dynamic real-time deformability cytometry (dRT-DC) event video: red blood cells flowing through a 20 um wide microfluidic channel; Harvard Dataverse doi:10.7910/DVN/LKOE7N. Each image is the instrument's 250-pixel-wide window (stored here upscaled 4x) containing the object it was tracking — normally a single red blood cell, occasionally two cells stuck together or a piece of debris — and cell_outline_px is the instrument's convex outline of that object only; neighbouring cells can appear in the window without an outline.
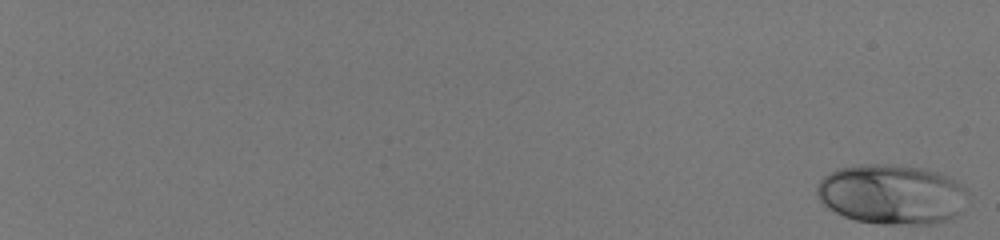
{"species": "human", "species_latin": "Homo sapiens", "temperature_condition": "room temperature", "stored_images_in_passage": 56, "camera_frame_rate_fps": 3000, "um_per_image_px": 0.085, "donor": {"sex": "male"}, "frame": {"image": 1, "passage_image": 1, "time_ms": 0.0, "image_size_px": [1000, 240], "cell_outline_px": [[968, 196], [960, 212], [948, 220], [932, 224], [880, 224], [856, 220], [844, 216], [828, 208], [816, 196], [816, 184], [824, 176], [836, 168], [860, 164], [896, 164], [924, 168], [940, 172], [956, 180], [968, 192]], "centroid_in_image_um": [75.79, 16.5], "position_along_channel_um": 9.2, "area_um2": 53.29}}
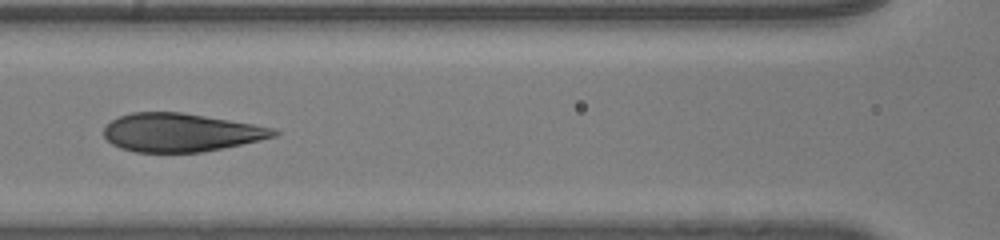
{"frame": {"image": 2, "passage_image": 32, "time_ms": 10.333, "image_size_px": [1000, 240], "cell_outline_px": [[280, 132], [276, 136], [260, 140], [224, 148], [200, 152], [136, 152], [120, 148], [112, 144], [104, 136], [104, 128], [112, 120], [120, 116], [132, 112], [180, 112], [276, 128]], "centroid_in_image_um": [15.37, 11.27], "position_along_channel_um": 151.2, "area_um2": 37.74}}
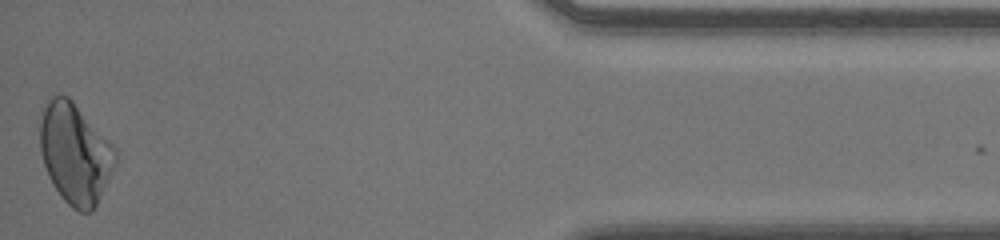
{"frame": {"image": 3, "passage_image": 56, "time_ms": 18.333, "image_size_px": [1000, 240], "cell_outline_px": [[116, 164], [92, 212], [80, 212], [72, 208], [60, 196], [52, 184], [48, 176], [40, 152], [40, 124], [44, 108], [48, 100], [52, 96], [68, 96], [72, 100], [116, 148]], "centroid_in_image_um": [6.38, 13.07], "position_along_channel_um": 428.8, "area_um2": 43.75}, "authors_computed_cell_mechanics": {"area_um2": 41.7027, "velocity_mm_per_s": 4.1149, "shape_relaxation_time_tau1_ms": 7.0034, "shape_relaxation_time_tau2_ms": null, "deformation_change_tau1": 0.2076, "deformation_change_tau2": null}}